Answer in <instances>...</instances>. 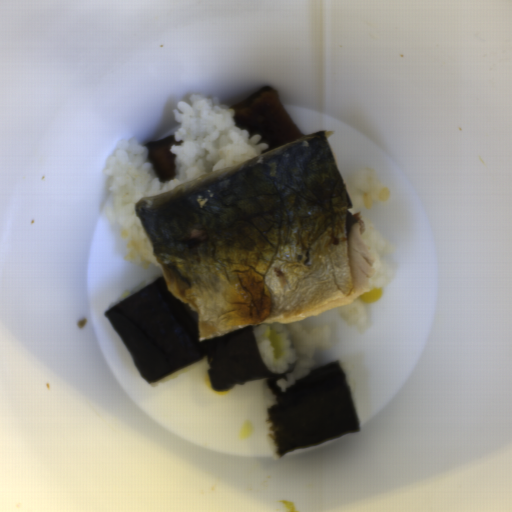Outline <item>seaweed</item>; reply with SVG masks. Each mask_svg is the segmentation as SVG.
<instances>
[{
	"label": "seaweed",
	"mask_w": 512,
	"mask_h": 512,
	"mask_svg": "<svg viewBox=\"0 0 512 512\" xmlns=\"http://www.w3.org/2000/svg\"><path fill=\"white\" fill-rule=\"evenodd\" d=\"M141 376L149 383L204 358L212 389L228 391L264 380L274 401L266 407L269 437L281 456L360 432L346 374L338 361L313 369L282 391L285 371L262 358L253 324L199 340L194 309L170 292L163 277L104 312Z\"/></svg>",
	"instance_id": "1"
}]
</instances>
